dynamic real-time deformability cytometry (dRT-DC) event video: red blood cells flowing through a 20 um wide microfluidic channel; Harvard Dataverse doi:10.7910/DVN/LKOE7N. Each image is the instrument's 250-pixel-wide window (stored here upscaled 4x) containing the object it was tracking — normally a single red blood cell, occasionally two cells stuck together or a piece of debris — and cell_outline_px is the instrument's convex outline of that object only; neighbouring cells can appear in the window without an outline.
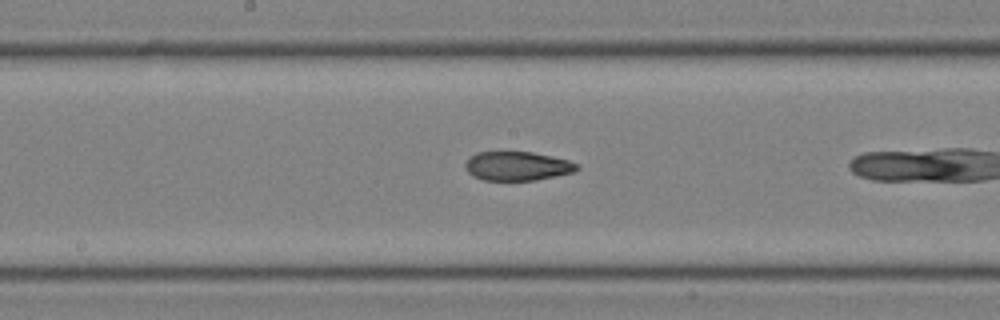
{"species": "common noctule bat (a hibernating species)", "species_latin": "Nyctalus noctula", "temperature_condition": "room temperature", "stored_images_in_passage": 21, "camera_frame_rate_fps": 3000, "um_per_image_px": 0.085, "animal": {"sex": "male", "body_mass_g": 19.0, "forearm_length_mm": 50.8}, "frame": {"image": 1, "passage_image": 10, "time_ms": 3.0, "image_size_px": [1000, 320], "cell_outline_px": [[580, 168], [576, 172], [536, 180], [484, 180], [472, 176], [464, 168], [464, 164], [468, 156], [476, 152], [532, 152], [568, 160], [576, 164]], "centroid_in_image_um": [43.93, 14.11], "position_along_channel_um": 204.3, "area_um2": 19.02}}
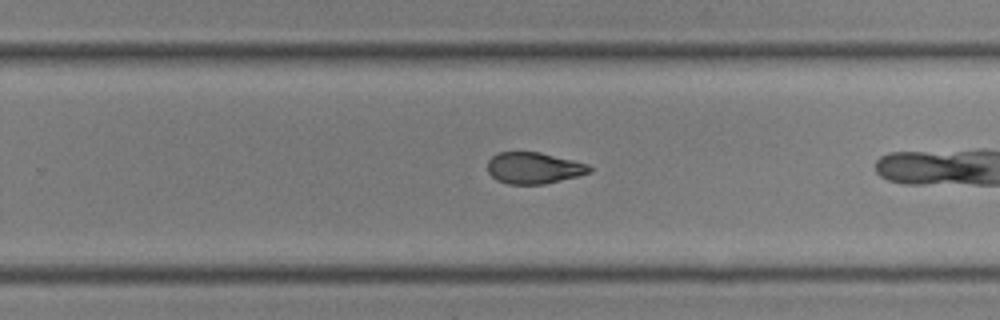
{"frame": {"image": 2, "passage_image": 15, "time_ms": 4.667, "image_size_px": [1000, 320], "cell_outline_px": [[592, 172], [580, 176], [544, 184], [508, 184], [496, 180], [488, 172], [488, 160], [496, 152], [540, 152], [588, 164], [592, 168]], "centroid_in_image_um": [45.38, 14.28], "position_along_channel_um": 284.4, "area_um2": 18.79}}